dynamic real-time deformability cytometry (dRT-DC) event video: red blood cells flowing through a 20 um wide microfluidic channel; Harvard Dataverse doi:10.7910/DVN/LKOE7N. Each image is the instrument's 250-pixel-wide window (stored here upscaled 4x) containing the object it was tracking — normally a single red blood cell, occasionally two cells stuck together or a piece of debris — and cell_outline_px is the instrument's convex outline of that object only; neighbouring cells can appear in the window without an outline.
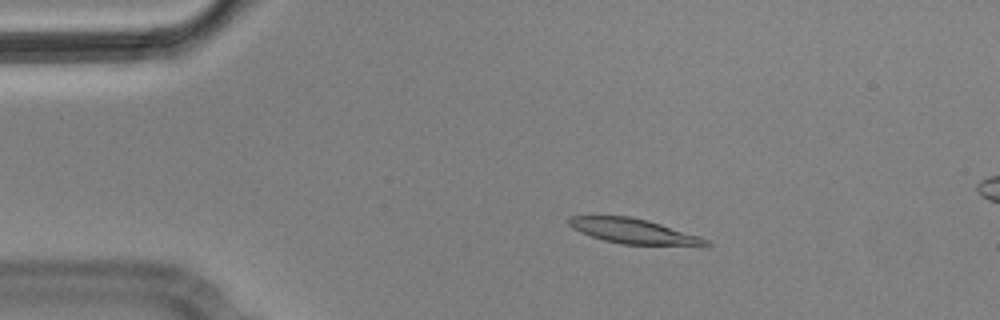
{"species": "Egyptian fruit bat (a non-hibernating species)", "species_latin": "Rousettus aegyptiacus", "temperature_condition": "cold", "stored_images_in_passage": 5, "camera_frame_rate_fps": 3000, "um_per_image_px": 0.085, "animal": {"sex": "male"}, "frame": {"image": 1, "passage_image": 3, "time_ms": 0.667, "image_size_px": [1000, 320], "cell_outline_px": [[712, 244], [704, 248], [620, 244], [604, 240], [580, 232], [572, 228], [568, 224], [568, 216], [628, 216], [648, 220], [700, 236], [708, 240]], "centroid_in_image_um": [54.0, 19.7], "position_along_channel_um": 31.0, "area_um2": 20.69}}